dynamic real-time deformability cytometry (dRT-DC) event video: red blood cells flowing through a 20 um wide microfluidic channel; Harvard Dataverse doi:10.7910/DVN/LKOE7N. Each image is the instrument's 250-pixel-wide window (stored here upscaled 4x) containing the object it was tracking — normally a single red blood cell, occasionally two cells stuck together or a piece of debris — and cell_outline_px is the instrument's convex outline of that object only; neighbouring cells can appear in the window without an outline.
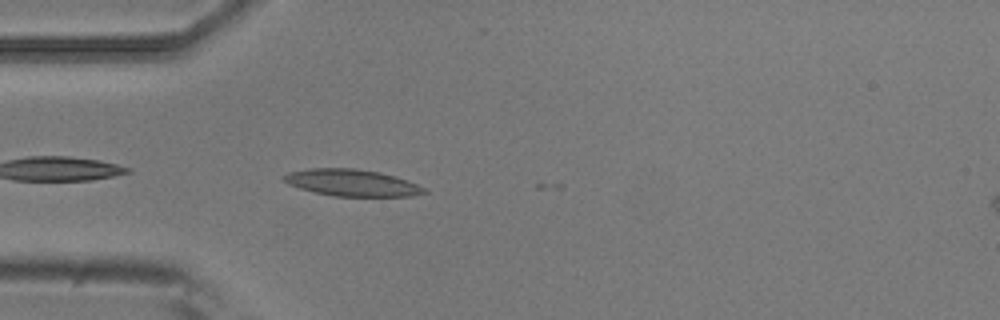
{"species": "common noctule bat (a hibernating species)", "species_latin": "Nyctalus noctula", "temperature_condition": "room temperature", "stored_images_in_passage": 5, "camera_frame_rate_fps": 3000, "um_per_image_px": 0.085, "animal": {"sex": "male", "body_mass_g": 20.5, "forearm_length_mm": 52.5}, "frame": {"image": 1, "passage_image": 5, "time_ms": 1.333, "image_size_px": [1000, 320], "cell_outline_px": [[428, 192], [412, 196], [332, 196], [300, 188], [288, 184], [280, 176], [288, 172], [308, 168], [356, 168], [380, 172], [396, 176], [416, 184], [424, 188]], "centroid_in_image_um": [29.88, 15.52], "position_along_channel_um": 55.1, "area_um2": 21.91}}